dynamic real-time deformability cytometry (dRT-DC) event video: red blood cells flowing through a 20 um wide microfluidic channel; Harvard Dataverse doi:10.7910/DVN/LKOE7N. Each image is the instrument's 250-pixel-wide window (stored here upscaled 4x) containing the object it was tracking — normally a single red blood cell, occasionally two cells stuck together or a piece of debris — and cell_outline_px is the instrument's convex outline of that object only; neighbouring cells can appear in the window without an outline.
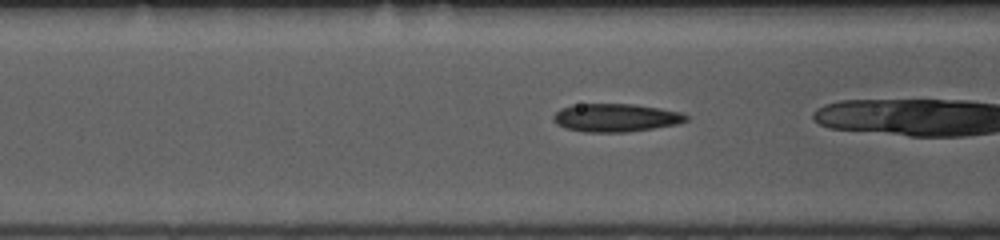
{"species": "common noctule bat (a hibernating species)", "species_latin": "Nyctalus noctula", "temperature_condition": "room temperature", "stored_images_in_passage": 35, "camera_frame_rate_fps": 3000, "um_per_image_px": 0.085, "animal": {"sex": "female", "body_mass_g": 10.0, "forearm_length_mm": 53.1}, "frame": {"image": 1, "passage_image": 15, "time_ms": 4.667, "image_size_px": [1000, 240], "cell_outline_px": [[688, 120], [676, 124], [628, 132], [584, 132], [564, 128], [556, 124], [552, 120], [552, 116], [560, 108], [572, 104], [632, 104], [660, 108], [684, 112], [688, 116]], "centroid_in_image_um": [52.3, 10.0], "position_along_channel_um": 114.3, "area_um2": 21.96}}
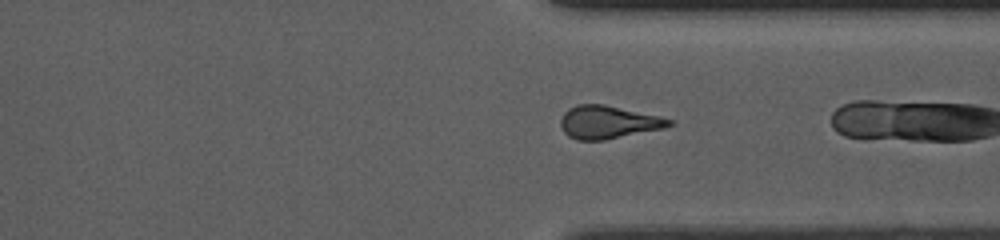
{"frame": {"image": 2, "passage_image": 34, "time_ms": 11.0, "image_size_px": [1000, 240], "cell_outline_px": [[676, 120], [672, 124], [664, 128], [604, 140], [576, 140], [568, 136], [564, 132], [560, 124], [560, 120], [564, 112], [568, 108], [576, 104], [604, 104], [660, 116]], "centroid_in_image_um": [51.69, 10.38], "position_along_channel_um": 359.7, "area_um2": 20.92}}